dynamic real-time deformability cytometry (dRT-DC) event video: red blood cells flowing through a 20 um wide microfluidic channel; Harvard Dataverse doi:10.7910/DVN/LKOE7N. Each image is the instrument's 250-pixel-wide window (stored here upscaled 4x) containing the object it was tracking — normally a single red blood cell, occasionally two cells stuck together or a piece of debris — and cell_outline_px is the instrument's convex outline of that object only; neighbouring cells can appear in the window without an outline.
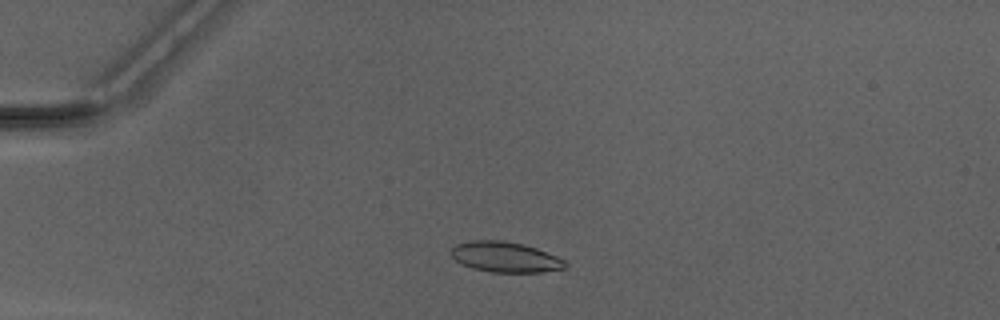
{"species": "Egyptian fruit bat (a non-hibernating species)", "species_latin": "Rousettus aegyptiacus", "temperature_condition": "warm", "stored_images_in_passage": 46, "camera_frame_rate_fps": 3000, "um_per_image_px": 0.085, "animal": {"sex": "male"}, "frame": {"image": 1, "passage_image": 9, "time_ms": 2.667, "image_size_px": [1000, 320], "cell_outline_px": [[568, 268], [540, 272], [492, 272], [472, 268], [456, 260], [448, 252], [456, 244], [472, 240], [500, 240], [524, 244], [536, 248], [556, 256], [564, 260], [568, 264]], "centroid_in_image_um": [42.95, 21.84], "position_along_channel_um": 42.0, "area_um2": 20.23}}
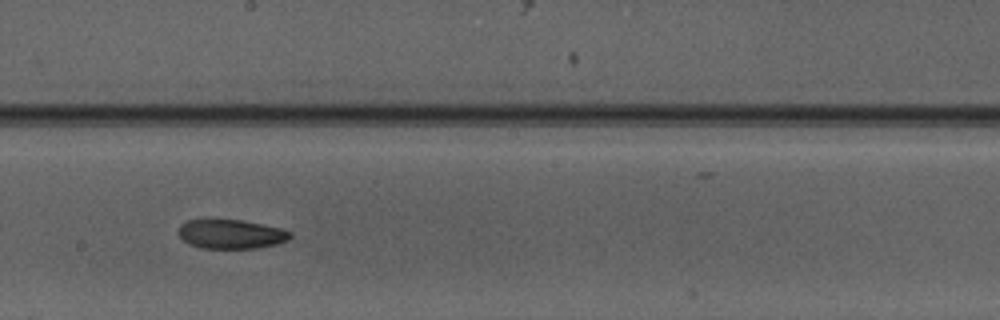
{"frame": {"image": 2, "passage_image": 25, "time_ms": 8.0, "image_size_px": [1000, 320], "cell_outline_px": [[292, 236], [288, 240], [276, 244], [256, 248], [200, 248], [188, 244], [180, 236], [180, 224], [188, 220], [240, 220], [284, 228], [292, 232]], "centroid_in_image_um": [19.68, 19.9], "position_along_channel_um": 228.5, "area_um2": 18.96}}
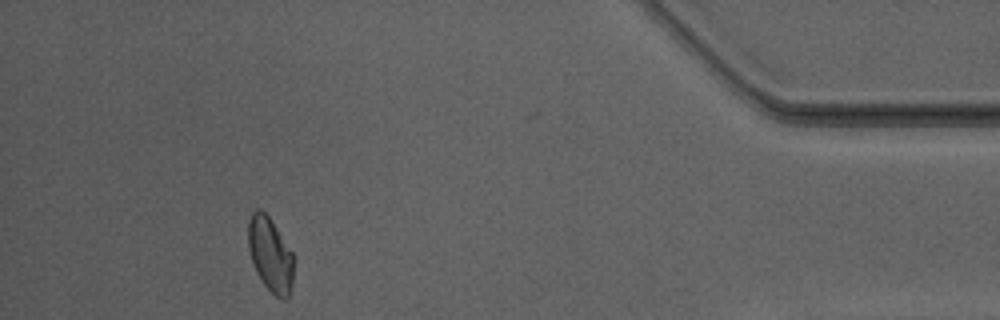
{"frame": {"image": 3, "passage_image": 42, "time_ms": 13.667, "image_size_px": [1000, 320], "cell_outline_px": [[292, 284], [288, 300], [280, 300], [264, 284], [256, 272], [248, 248], [248, 220], [252, 212], [256, 208], [260, 208], [268, 216], [292, 252]], "centroid_in_image_um": [22.95, 21.64], "position_along_channel_um": 412.2, "area_um2": 19.48}, "authors_computed_cell_mechanics": {"area_um2": 20.0277, "velocity_mm_per_s": 4.1809, "shape_relaxation_time_tau1_ms": null, "shape_relaxation_time_tau2_ms": 3.9944, "deformation_change_tau1": null, "deformation_change_tau2": 0.0896}}